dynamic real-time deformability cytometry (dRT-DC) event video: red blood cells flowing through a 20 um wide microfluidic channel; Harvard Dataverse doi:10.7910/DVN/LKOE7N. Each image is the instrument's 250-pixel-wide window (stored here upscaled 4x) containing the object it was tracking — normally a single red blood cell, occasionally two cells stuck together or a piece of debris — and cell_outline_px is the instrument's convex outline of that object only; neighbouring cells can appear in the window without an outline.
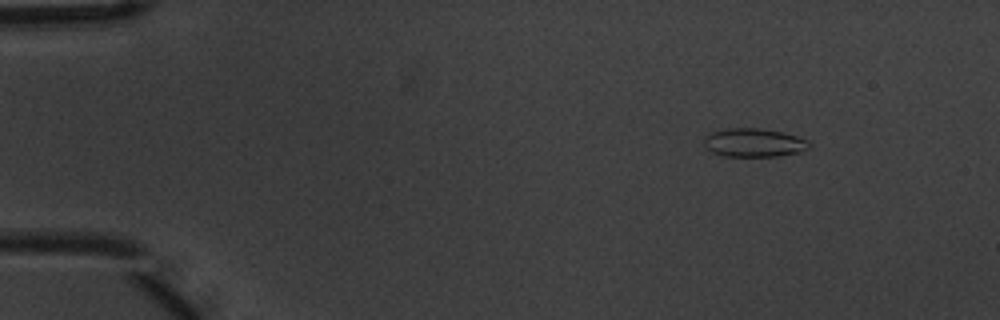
{"species": "common noctule bat (a hibernating species)", "species_latin": "Nyctalus noctula", "temperature_condition": "warm", "stored_images_in_passage": 9, "camera_frame_rate_fps": 3000, "um_per_image_px": 0.085, "animal": {"sex": "male", "body_mass_g": 20.1, "forearm_length_mm": 53.5}, "frame": {"image": 1, "passage_image": 2, "time_ms": 0.333, "image_size_px": [1000, 320], "cell_outline_px": [[812, 144], [808, 148], [800, 152], [776, 156], [724, 156], [712, 152], [704, 148], [704, 136], [712, 132], [724, 128], [760, 128], [784, 132], [808, 140]], "centroid_in_image_um": [64.06, 12.12], "position_along_channel_um": 20.9, "area_um2": 17.69}}
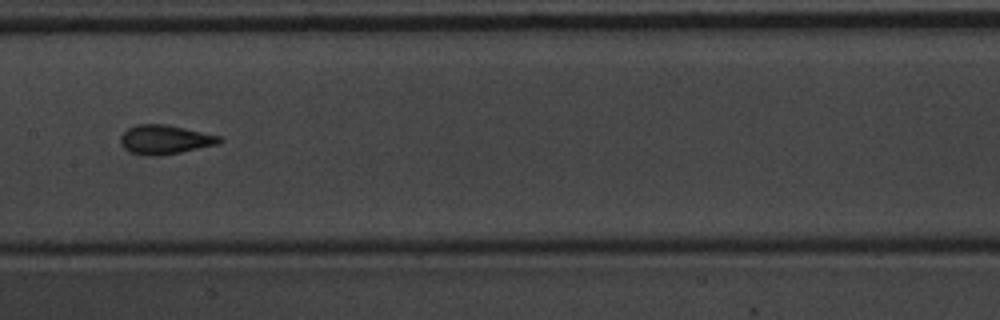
{"frame": {"image": 2, "passage_image": 8, "time_ms": 2.333, "image_size_px": [1000, 320], "cell_outline_px": [[224, 140], [216, 144], [180, 152], [160, 156], [144, 156], [128, 152], [120, 144], [120, 136], [128, 128], [136, 124], [164, 124], [184, 128], [220, 136]], "centroid_in_image_um": [13.96, 11.87], "position_along_channel_um": 193.4, "area_um2": 16.82}}
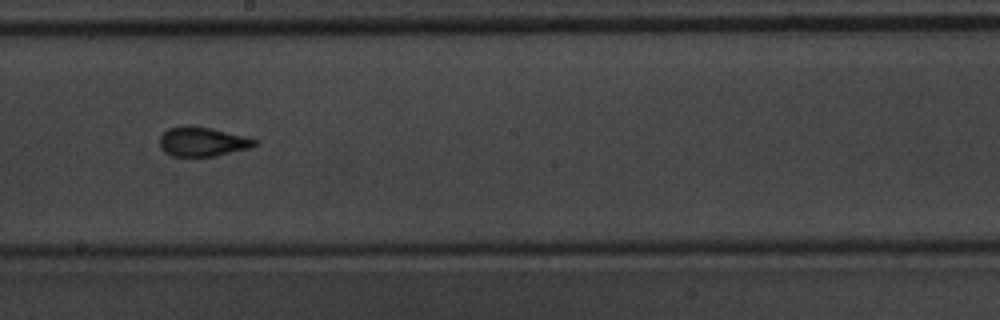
{"frame": {"image": 3, "passage_image": 9, "time_ms": 2.667, "image_size_px": [1000, 320], "cell_outline_px": [[260, 144], [252, 148], [216, 156], [172, 156], [160, 148], [160, 136], [168, 128], [184, 124], [212, 128], [248, 136], [260, 140]], "centroid_in_image_um": [17.29, 12.03], "position_along_channel_um": 230.9, "area_um2": 16.76}}